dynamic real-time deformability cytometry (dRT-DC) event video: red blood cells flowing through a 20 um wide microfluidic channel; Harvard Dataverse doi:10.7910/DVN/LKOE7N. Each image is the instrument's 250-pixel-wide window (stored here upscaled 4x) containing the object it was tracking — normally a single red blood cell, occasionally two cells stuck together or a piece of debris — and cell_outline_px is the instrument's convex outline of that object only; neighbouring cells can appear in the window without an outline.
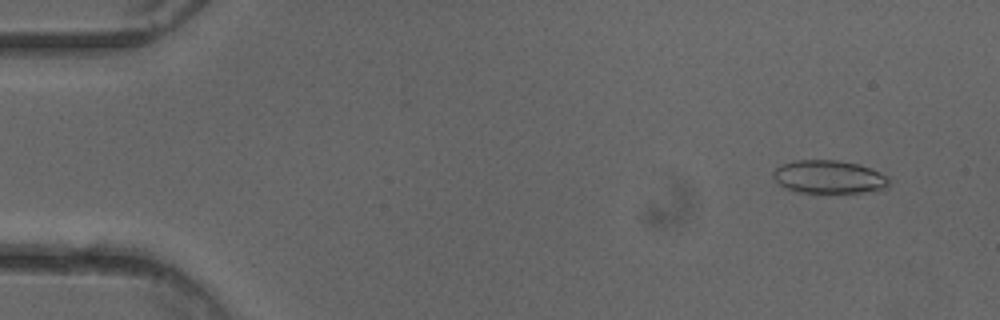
{"species": "common noctule bat (a hibernating species)", "species_latin": "Nyctalus noctula", "temperature_condition": "cold", "stored_images_in_passage": 51, "camera_frame_rate_fps": 3000, "um_per_image_px": 0.085, "animal": {"sex": "female"}, "frame": {"image": 1, "passage_image": 4, "time_ms": 1.0, "image_size_px": [1000, 320], "cell_outline_px": [[888, 188], [860, 192], [796, 192], [784, 188], [772, 176], [772, 172], [780, 164], [796, 160], [836, 160], [856, 164], [868, 168], [888, 176]], "centroid_in_image_um": [70.4, 15.03], "position_along_channel_um": 14.6, "area_um2": 22.14}}
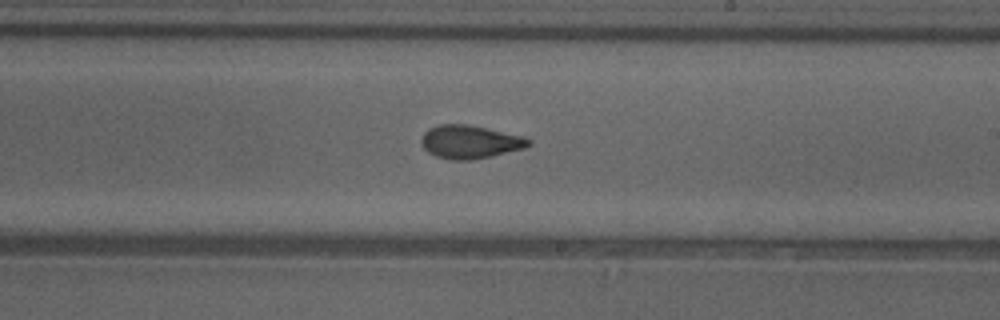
{"frame": {"image": 2, "passage_image": 30, "time_ms": 9.667, "image_size_px": [1000, 320], "cell_outline_px": [[532, 144], [524, 148], [472, 160], [452, 160], [436, 156], [428, 152], [424, 148], [420, 140], [424, 132], [428, 128], [440, 124], [468, 124], [524, 136], [532, 140]], "centroid_in_image_um": [39.94, 12.05], "position_along_channel_um": 249.1, "area_um2": 20.81}}
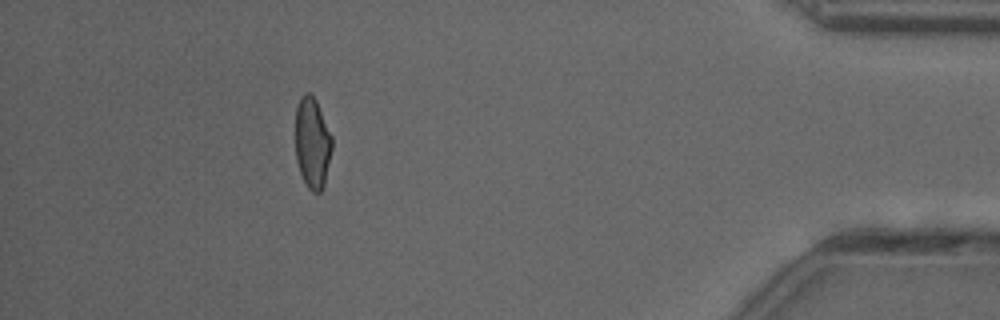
{"frame": {"image": 3, "passage_image": 46, "time_ms": 15.0, "image_size_px": [1000, 320], "cell_outline_px": [[332, 148], [324, 184], [320, 192], [312, 192], [308, 188], [300, 172], [296, 160], [296, 108], [304, 92], [308, 92], [316, 100], [332, 136]], "centroid_in_image_um": [26.55, 12.15], "position_along_channel_um": 408.7, "area_um2": 19.19}, "authors_computed_cell_mechanics": {"area_um2": 20.808, "velocity_mm_per_s": 4.0309, "shape_relaxation_time_tau1_ms": 10.9226, "shape_relaxation_time_tau2_ms": 1.6149, "deformation_change_tau1": 0.2283, "deformation_change_tau2": 0.0876}}